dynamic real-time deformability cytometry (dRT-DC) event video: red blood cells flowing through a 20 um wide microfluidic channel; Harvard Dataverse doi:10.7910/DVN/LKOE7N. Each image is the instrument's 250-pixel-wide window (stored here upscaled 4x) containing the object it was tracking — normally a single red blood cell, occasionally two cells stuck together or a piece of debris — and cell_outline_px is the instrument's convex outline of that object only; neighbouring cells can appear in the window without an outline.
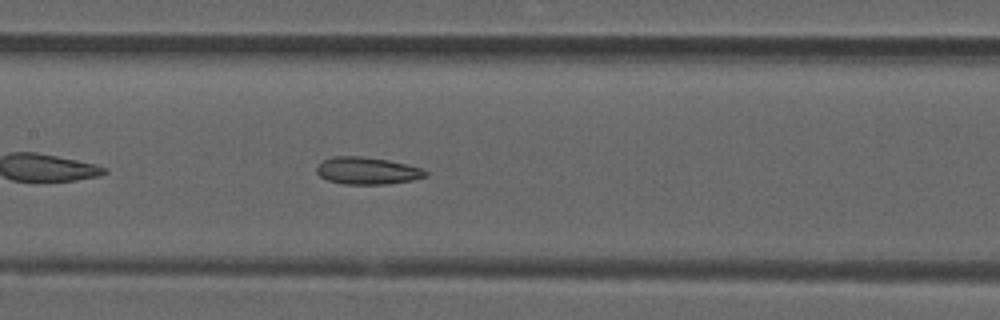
{"species": "common noctule bat (a hibernating species)", "species_latin": "Nyctalus noctula", "temperature_condition": "room temperature", "stored_images_in_passage": 36, "camera_frame_rate_fps": 3000, "um_per_image_px": 0.085, "animal": {"sex": "male", "forearm_length_mm": 52.5}, "frame": {"image": 1, "passage_image": 11, "time_ms": 3.333, "image_size_px": [1000, 320], "cell_outline_px": [[428, 176], [412, 180], [388, 184], [344, 184], [328, 180], [320, 176], [316, 172], [316, 168], [324, 160], [332, 156], [360, 156], [388, 160], [408, 164], [424, 168], [428, 172]], "centroid_in_image_um": [31.26, 14.51], "position_along_channel_um": 176.1, "area_um2": 17.34}}